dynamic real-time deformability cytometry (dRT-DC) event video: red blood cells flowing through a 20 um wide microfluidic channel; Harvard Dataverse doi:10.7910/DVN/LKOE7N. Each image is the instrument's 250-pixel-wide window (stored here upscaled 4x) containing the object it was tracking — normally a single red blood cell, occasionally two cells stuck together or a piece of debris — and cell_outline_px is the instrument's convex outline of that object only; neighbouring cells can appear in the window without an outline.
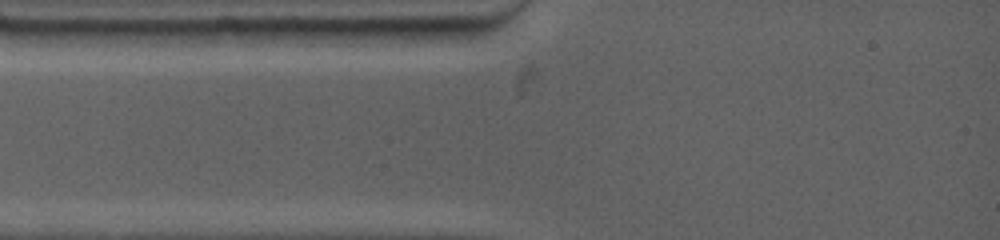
{"species": "common noctule bat (a hibernating species)", "species_latin": "Nyctalus noctula", "temperature_condition": "warm", "stored_images_in_passage": 2, "camera_frame_rate_fps": 4500, "um_per_image_px": 0.085, "animal": {"sex": "female", "body_mass_g": 19.0, "forearm_length_mm": 53.3}, "frame": {"image": 1, "passage_image": 1, "time_ms": 0.0, "image_size_px": [1000, 240], "cell_outline_px": [[244, 28], [236, 44], [212, 48], [156, 48], [144, 44], [144, 32], [176, 28]], "centroid_in_image_um": [16.37, 3.21], "position_along_channel_um": 68.6, "area_um2": 12.77}}